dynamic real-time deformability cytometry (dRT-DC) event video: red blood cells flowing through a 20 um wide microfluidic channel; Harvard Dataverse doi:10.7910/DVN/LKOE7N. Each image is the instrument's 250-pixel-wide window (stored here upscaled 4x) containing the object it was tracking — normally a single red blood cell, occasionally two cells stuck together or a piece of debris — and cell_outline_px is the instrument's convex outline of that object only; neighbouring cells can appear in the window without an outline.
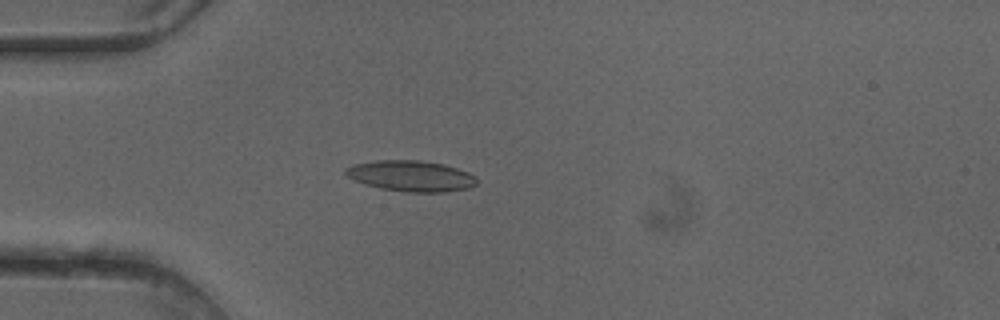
{"species": "common noctule bat (a hibernating species)", "species_latin": "Nyctalus noctula", "temperature_condition": "cold", "stored_images_in_passage": 45, "camera_frame_rate_fps": 3000, "um_per_image_px": 0.085, "animal": {"sex": "female"}, "frame": {"image": 1, "passage_image": 9, "time_ms": 2.667, "image_size_px": [1000, 320], "cell_outline_px": [[476, 184], [468, 188], [444, 192], [404, 192], [380, 188], [364, 184], [348, 176], [344, 172], [344, 168], [352, 164], [376, 160], [420, 160], [444, 164], [468, 172], [476, 176]], "centroid_in_image_um": [34.92, 14.95], "position_along_channel_um": 50.1, "area_um2": 23.64}}
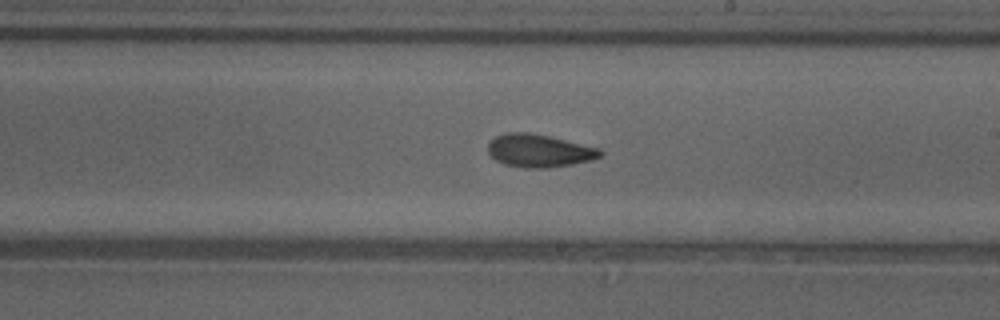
{"frame": {"image": 2, "passage_image": 24, "time_ms": 7.667, "image_size_px": [1000, 320], "cell_outline_px": [[604, 152], [600, 156], [592, 160], [572, 164], [548, 168], [524, 168], [504, 164], [496, 160], [488, 152], [488, 144], [496, 136], [504, 132], [528, 132], [548, 136], [600, 148]], "centroid_in_image_um": [45.83, 12.81], "position_along_channel_um": 243.2, "area_um2": 21.5}}
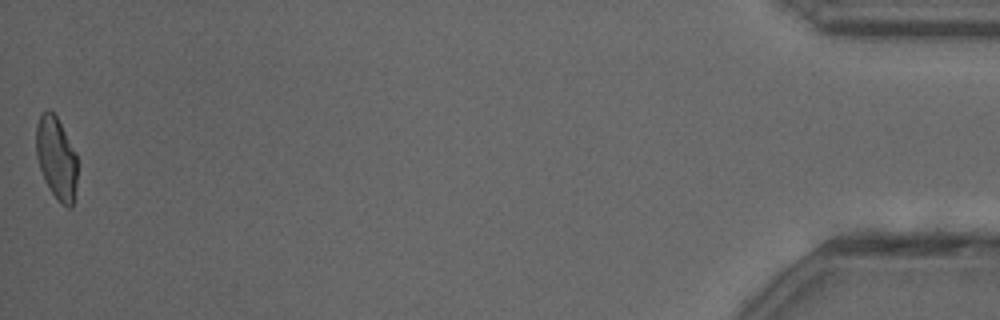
{"frame": {"image": 3, "passage_image": 45, "time_ms": 14.667, "image_size_px": [1000, 320], "cell_outline_px": [[76, 184], [72, 208], [68, 208], [60, 204], [44, 180], [36, 156], [36, 124], [40, 112], [44, 108], [48, 108], [56, 116], [76, 152]], "centroid_in_image_um": [4.77, 13.41], "position_along_channel_um": 430.4, "area_um2": 19.94}, "authors_computed_cell_mechanics": {"area_um2": 21.097, "velocity_mm_per_s": 4.1013, "shape_relaxation_time_tau1_ms": null, "shape_relaxation_time_tau2_ms": 2.7866, "deformation_change_tau1": null, "deformation_change_tau2": 0.1011}}